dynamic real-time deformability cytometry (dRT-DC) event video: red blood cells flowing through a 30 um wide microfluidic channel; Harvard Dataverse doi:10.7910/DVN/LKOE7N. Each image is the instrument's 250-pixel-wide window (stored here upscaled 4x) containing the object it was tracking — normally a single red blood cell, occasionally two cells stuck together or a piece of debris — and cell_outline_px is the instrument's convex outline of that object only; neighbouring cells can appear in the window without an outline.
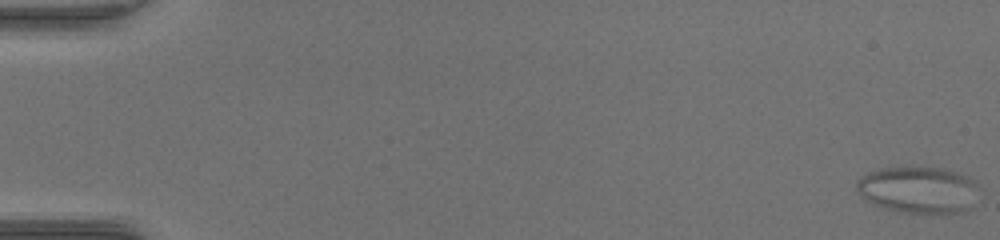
{"species": "common noctule bat (a hibernating species)", "species_latin": "Nyctalus noctula", "temperature_condition": "warm", "stored_images_in_passage": 54, "camera_frame_rate_fps": 3000, "um_per_image_px": 0.085, "animal": {"sex": "female", "body_mass_g": 17.0, "forearm_length_mm": 48.0}, "frame": {"image": 1, "passage_image": 1, "time_ms": 0.0, "image_size_px": [1000, 240], "cell_outline_px": [[976, 184], [968, 208], [964, 212], [904, 212], [872, 204], [856, 188], [856, 180], [868, 172], [880, 168], [912, 164], [944, 168], [956, 172], [976, 180]], "centroid_in_image_um": [77.99, 16.05], "position_along_channel_um": 7.0, "area_um2": 33.12}}
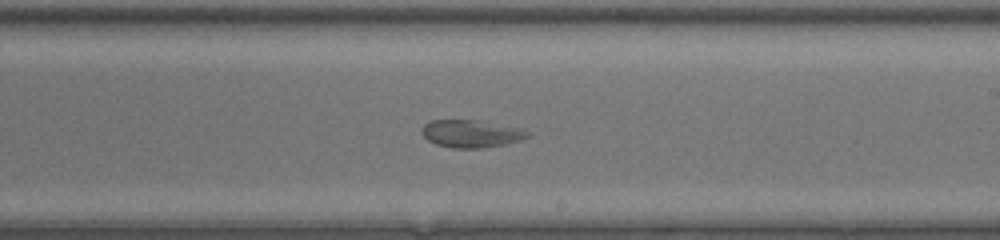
{"frame": {"image": 2, "passage_image": 33, "time_ms": 10.667, "image_size_px": [1000, 240], "cell_outline_px": [[532, 136], [520, 140], [504, 144], [480, 148], [452, 148], [436, 144], [428, 140], [420, 132], [424, 124], [432, 120], [484, 120], [524, 128], [532, 132]], "centroid_in_image_um": [40.13, 11.34], "position_along_channel_um": 248.9, "area_um2": 17.4}}
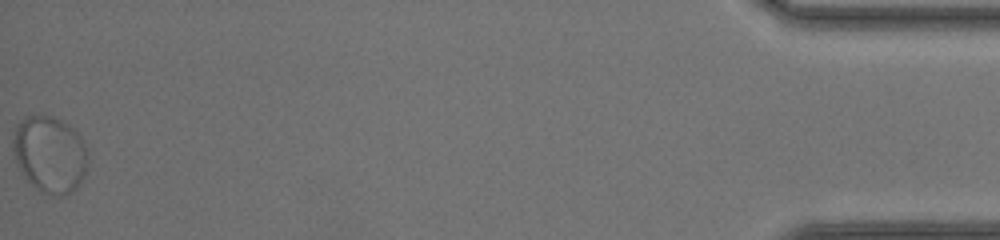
{"frame": {"image": 3, "passage_image": 54, "time_ms": 17.667, "image_size_px": [1000, 240], "cell_outline_px": [[88, 164], [84, 176], [76, 188], [64, 196], [52, 196], [40, 192], [24, 176], [16, 160], [12, 148], [12, 140], [16, 124], [20, 120], [28, 116], [52, 116], [68, 124], [80, 136], [84, 144], [88, 156]], "centroid_in_image_um": [4.23, 13.13], "position_along_channel_um": 431.0, "area_um2": 33.52}}